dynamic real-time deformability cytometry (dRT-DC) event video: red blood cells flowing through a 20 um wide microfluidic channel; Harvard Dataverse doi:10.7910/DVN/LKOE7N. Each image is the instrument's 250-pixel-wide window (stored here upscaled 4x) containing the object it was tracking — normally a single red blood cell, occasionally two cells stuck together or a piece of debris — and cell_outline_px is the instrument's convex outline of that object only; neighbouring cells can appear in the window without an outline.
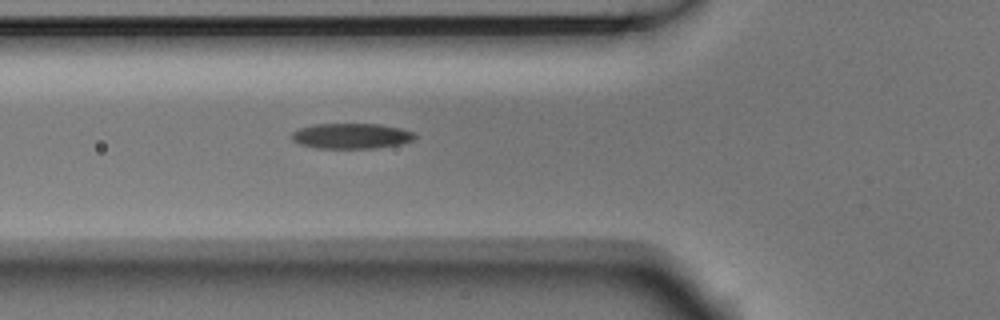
{"species": "Egyptian fruit bat (a non-hibernating species)", "species_latin": "Rousettus aegyptiacus", "temperature_condition": "room temperature", "stored_images_in_passage": 6, "camera_frame_rate_fps": 3000, "um_per_image_px": 0.085, "animal": {"sex": "male"}, "frame": {"image": 1, "passage_image": 6, "time_ms": 1.667, "image_size_px": [1000, 320], "cell_outline_px": [[416, 136], [412, 140], [400, 144], [376, 148], [316, 148], [300, 144], [292, 140], [292, 132], [300, 128], [312, 124], [376, 124], [400, 128], [412, 132]], "centroid_in_image_um": [29.83, 11.56], "position_along_channel_um": 96.0, "area_um2": 18.09}}